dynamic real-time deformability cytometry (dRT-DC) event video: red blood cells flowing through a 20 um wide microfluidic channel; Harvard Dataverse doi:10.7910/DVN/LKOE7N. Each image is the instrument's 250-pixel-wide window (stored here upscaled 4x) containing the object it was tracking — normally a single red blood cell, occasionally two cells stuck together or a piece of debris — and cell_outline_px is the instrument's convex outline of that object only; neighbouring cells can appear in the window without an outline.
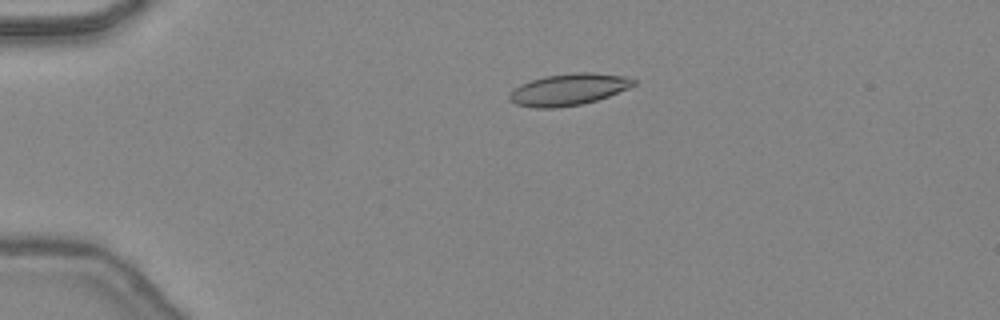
{"species": "common noctule bat (a hibernating species)", "species_latin": "Nyctalus noctula", "temperature_condition": "warm", "stored_images_in_passage": 48, "camera_frame_rate_fps": 3000, "um_per_image_px": 0.085, "animal": {"sex": "female", "body_mass_g": 24.6, "forearm_length_mm": 56.2}, "frame": {"image": 1, "passage_image": 12, "time_ms": 3.667, "image_size_px": [1000, 320], "cell_outline_px": [[636, 84], [628, 88], [608, 96], [596, 100], [580, 104], [556, 108], [536, 108], [516, 104], [508, 96], [520, 84], [544, 76], [580, 72], [588, 72], [628, 76], [636, 80]], "centroid_in_image_um": [48.37, 7.6], "position_along_channel_um": 36.6, "area_um2": 22.66}}
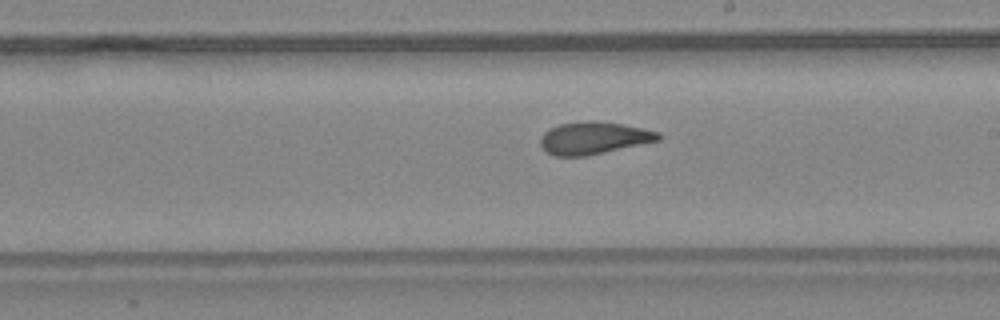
{"frame": {"image": 2, "passage_image": 29, "time_ms": 9.333, "image_size_px": [1000, 320], "cell_outline_px": [[664, 136], [660, 140], [604, 152], [584, 156], [556, 156], [548, 152], [540, 144], [540, 136], [544, 132], [560, 124], [588, 120], [596, 120], [644, 128], [660, 132]], "centroid_in_image_um": [50.5, 11.72], "position_along_channel_um": 238.5, "area_um2": 22.14}}
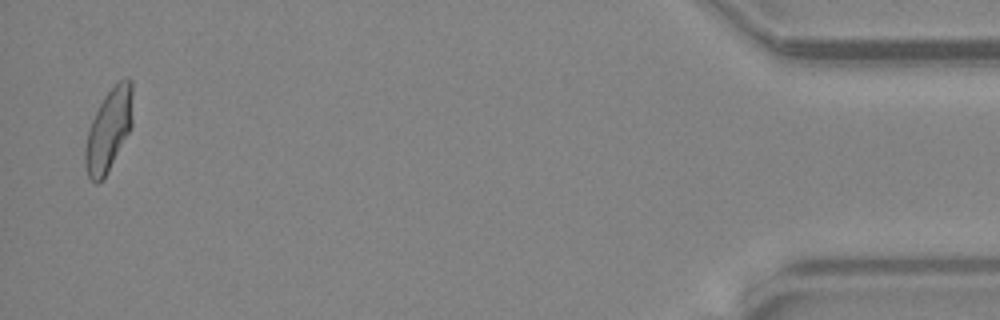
{"frame": {"image": 3, "passage_image": 47, "time_ms": 15.333, "image_size_px": [1000, 320], "cell_outline_px": [[132, 124], [104, 180], [96, 184], [88, 176], [84, 160], [84, 148], [88, 132], [92, 120], [104, 96], [120, 80], [128, 76], [132, 80]], "centroid_in_image_um": [9.24, 11.06], "position_along_channel_um": 426.0, "area_um2": 22.54}, "authors_computed_cell_mechanics": {"area_um2": 22.4264, "velocity_mm_per_s": 4.4704, "shape_relaxation_time_tau1_ms": null, "shape_relaxation_time_tau2_ms": 1.3683, "deformation_change_tau1": null, "deformation_change_tau2": 0.0726}}